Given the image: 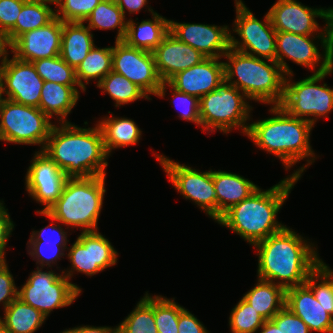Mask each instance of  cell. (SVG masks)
<instances>
[{"label": "cell", "mask_w": 333, "mask_h": 333, "mask_svg": "<svg viewBox=\"0 0 333 333\" xmlns=\"http://www.w3.org/2000/svg\"><path fill=\"white\" fill-rule=\"evenodd\" d=\"M254 247L258 251V278L278 284L285 290L304 284L322 263L315 245L288 227Z\"/></svg>", "instance_id": "cell-1"}, {"label": "cell", "mask_w": 333, "mask_h": 333, "mask_svg": "<svg viewBox=\"0 0 333 333\" xmlns=\"http://www.w3.org/2000/svg\"><path fill=\"white\" fill-rule=\"evenodd\" d=\"M68 178L105 176L108 154L104 147L102 131L81 128L70 122L53 125L42 150Z\"/></svg>", "instance_id": "cell-2"}, {"label": "cell", "mask_w": 333, "mask_h": 333, "mask_svg": "<svg viewBox=\"0 0 333 333\" xmlns=\"http://www.w3.org/2000/svg\"><path fill=\"white\" fill-rule=\"evenodd\" d=\"M270 112L276 116L249 124L246 135L256 146L278 157L286 170L307 158V165L291 175L299 179L316 159L310 145V132L314 126L305 119L289 115L280 105L271 106Z\"/></svg>", "instance_id": "cell-3"}, {"label": "cell", "mask_w": 333, "mask_h": 333, "mask_svg": "<svg viewBox=\"0 0 333 333\" xmlns=\"http://www.w3.org/2000/svg\"><path fill=\"white\" fill-rule=\"evenodd\" d=\"M298 180L289 175L266 191L258 188L226 211L217 220L218 224L240 235L250 245L282 231L286 225L279 223L276 216Z\"/></svg>", "instance_id": "cell-4"}, {"label": "cell", "mask_w": 333, "mask_h": 333, "mask_svg": "<svg viewBox=\"0 0 333 333\" xmlns=\"http://www.w3.org/2000/svg\"><path fill=\"white\" fill-rule=\"evenodd\" d=\"M223 57L225 80L242 91L248 100L280 105L285 74L276 61L261 59L230 48ZM237 77V79H234Z\"/></svg>", "instance_id": "cell-5"}, {"label": "cell", "mask_w": 333, "mask_h": 333, "mask_svg": "<svg viewBox=\"0 0 333 333\" xmlns=\"http://www.w3.org/2000/svg\"><path fill=\"white\" fill-rule=\"evenodd\" d=\"M105 176L68 178L62 194L47 211H36L52 221L82 232L97 231L105 189Z\"/></svg>", "instance_id": "cell-6"}, {"label": "cell", "mask_w": 333, "mask_h": 333, "mask_svg": "<svg viewBox=\"0 0 333 333\" xmlns=\"http://www.w3.org/2000/svg\"><path fill=\"white\" fill-rule=\"evenodd\" d=\"M241 91L226 80L222 81L212 92L199 99L201 130L223 133L231 132V129L242 128L247 134L252 107L248 99ZM246 100V102H245ZM246 124V125H245ZM234 127V128H233ZM215 129V130H214Z\"/></svg>", "instance_id": "cell-7"}, {"label": "cell", "mask_w": 333, "mask_h": 333, "mask_svg": "<svg viewBox=\"0 0 333 333\" xmlns=\"http://www.w3.org/2000/svg\"><path fill=\"white\" fill-rule=\"evenodd\" d=\"M332 72L333 66L325 72L313 73L297 82H292V78L289 80L285 76L284 97L280 106L289 115L305 119L312 125L319 117L329 118L328 114L333 110V88L326 83L323 85L317 83Z\"/></svg>", "instance_id": "cell-8"}, {"label": "cell", "mask_w": 333, "mask_h": 333, "mask_svg": "<svg viewBox=\"0 0 333 333\" xmlns=\"http://www.w3.org/2000/svg\"><path fill=\"white\" fill-rule=\"evenodd\" d=\"M40 109L4 99L0 106V140L42 145L43 150L54 124Z\"/></svg>", "instance_id": "cell-9"}, {"label": "cell", "mask_w": 333, "mask_h": 333, "mask_svg": "<svg viewBox=\"0 0 333 333\" xmlns=\"http://www.w3.org/2000/svg\"><path fill=\"white\" fill-rule=\"evenodd\" d=\"M37 267L18 289L17 297L40 311L46 318L53 309L71 305L82 292L63 274Z\"/></svg>", "instance_id": "cell-10"}, {"label": "cell", "mask_w": 333, "mask_h": 333, "mask_svg": "<svg viewBox=\"0 0 333 333\" xmlns=\"http://www.w3.org/2000/svg\"><path fill=\"white\" fill-rule=\"evenodd\" d=\"M315 37L321 39L323 54H320L317 44L313 42ZM284 58H289L296 64L308 67L312 71L316 70L314 73L325 72L333 66L332 35H300L277 31L275 61L280 65L283 73L290 78L293 76V71L284 61Z\"/></svg>", "instance_id": "cell-11"}, {"label": "cell", "mask_w": 333, "mask_h": 333, "mask_svg": "<svg viewBox=\"0 0 333 333\" xmlns=\"http://www.w3.org/2000/svg\"><path fill=\"white\" fill-rule=\"evenodd\" d=\"M236 19L233 32L241 40L230 35V48L255 57L275 61L276 58V30L272 26L268 12L264 21L258 20L242 0H235Z\"/></svg>", "instance_id": "cell-12"}, {"label": "cell", "mask_w": 333, "mask_h": 333, "mask_svg": "<svg viewBox=\"0 0 333 333\" xmlns=\"http://www.w3.org/2000/svg\"><path fill=\"white\" fill-rule=\"evenodd\" d=\"M169 181L185 199L192 200L216 222V192L212 170L199 172L185 164L155 154Z\"/></svg>", "instance_id": "cell-13"}, {"label": "cell", "mask_w": 333, "mask_h": 333, "mask_svg": "<svg viewBox=\"0 0 333 333\" xmlns=\"http://www.w3.org/2000/svg\"><path fill=\"white\" fill-rule=\"evenodd\" d=\"M268 14L276 31L300 35H332L331 8L314 9L296 0H278ZM315 17L325 19V28L321 30Z\"/></svg>", "instance_id": "cell-14"}, {"label": "cell", "mask_w": 333, "mask_h": 333, "mask_svg": "<svg viewBox=\"0 0 333 333\" xmlns=\"http://www.w3.org/2000/svg\"><path fill=\"white\" fill-rule=\"evenodd\" d=\"M112 70L122 74L147 95H157L161 80L152 52L129 46L124 40L112 47Z\"/></svg>", "instance_id": "cell-15"}, {"label": "cell", "mask_w": 333, "mask_h": 333, "mask_svg": "<svg viewBox=\"0 0 333 333\" xmlns=\"http://www.w3.org/2000/svg\"><path fill=\"white\" fill-rule=\"evenodd\" d=\"M67 256L71 262V269L66 273L63 270L62 274L70 280L74 271L93 276L115 265L118 253L107 238L98 231H93L81 232Z\"/></svg>", "instance_id": "cell-16"}, {"label": "cell", "mask_w": 333, "mask_h": 333, "mask_svg": "<svg viewBox=\"0 0 333 333\" xmlns=\"http://www.w3.org/2000/svg\"><path fill=\"white\" fill-rule=\"evenodd\" d=\"M5 99L19 104L39 108L44 80L37 73L32 62H26L13 56L0 65Z\"/></svg>", "instance_id": "cell-17"}, {"label": "cell", "mask_w": 333, "mask_h": 333, "mask_svg": "<svg viewBox=\"0 0 333 333\" xmlns=\"http://www.w3.org/2000/svg\"><path fill=\"white\" fill-rule=\"evenodd\" d=\"M25 176L26 191L47 211L62 194L66 174L43 151L34 154Z\"/></svg>", "instance_id": "cell-18"}, {"label": "cell", "mask_w": 333, "mask_h": 333, "mask_svg": "<svg viewBox=\"0 0 333 333\" xmlns=\"http://www.w3.org/2000/svg\"><path fill=\"white\" fill-rule=\"evenodd\" d=\"M169 32L178 40L195 48L206 58H221L230 49L228 26L169 21Z\"/></svg>", "instance_id": "cell-19"}, {"label": "cell", "mask_w": 333, "mask_h": 333, "mask_svg": "<svg viewBox=\"0 0 333 333\" xmlns=\"http://www.w3.org/2000/svg\"><path fill=\"white\" fill-rule=\"evenodd\" d=\"M62 21L55 17L51 22L20 35L9 47L17 59L33 62L52 58L61 52Z\"/></svg>", "instance_id": "cell-20"}, {"label": "cell", "mask_w": 333, "mask_h": 333, "mask_svg": "<svg viewBox=\"0 0 333 333\" xmlns=\"http://www.w3.org/2000/svg\"><path fill=\"white\" fill-rule=\"evenodd\" d=\"M219 59L205 58L199 64L174 75L168 83L176 90L200 99L225 80L224 62H219Z\"/></svg>", "instance_id": "cell-21"}, {"label": "cell", "mask_w": 333, "mask_h": 333, "mask_svg": "<svg viewBox=\"0 0 333 333\" xmlns=\"http://www.w3.org/2000/svg\"><path fill=\"white\" fill-rule=\"evenodd\" d=\"M157 72L163 82H168L174 75L199 64L206 57L170 32L152 52Z\"/></svg>", "instance_id": "cell-22"}, {"label": "cell", "mask_w": 333, "mask_h": 333, "mask_svg": "<svg viewBox=\"0 0 333 333\" xmlns=\"http://www.w3.org/2000/svg\"><path fill=\"white\" fill-rule=\"evenodd\" d=\"M285 306L305 322L310 332L333 333V316L306 283L286 289Z\"/></svg>", "instance_id": "cell-23"}, {"label": "cell", "mask_w": 333, "mask_h": 333, "mask_svg": "<svg viewBox=\"0 0 333 333\" xmlns=\"http://www.w3.org/2000/svg\"><path fill=\"white\" fill-rule=\"evenodd\" d=\"M216 192V221L231 207L248 198L259 186L231 172L212 171Z\"/></svg>", "instance_id": "cell-24"}, {"label": "cell", "mask_w": 333, "mask_h": 333, "mask_svg": "<svg viewBox=\"0 0 333 333\" xmlns=\"http://www.w3.org/2000/svg\"><path fill=\"white\" fill-rule=\"evenodd\" d=\"M148 10L152 13V20L146 19L141 23H136L132 19L127 20V32L124 41L129 46L153 52L169 33L170 20L160 16L151 8Z\"/></svg>", "instance_id": "cell-25"}, {"label": "cell", "mask_w": 333, "mask_h": 333, "mask_svg": "<svg viewBox=\"0 0 333 333\" xmlns=\"http://www.w3.org/2000/svg\"><path fill=\"white\" fill-rule=\"evenodd\" d=\"M83 22H62L61 58L74 69L95 46L93 34Z\"/></svg>", "instance_id": "cell-26"}, {"label": "cell", "mask_w": 333, "mask_h": 333, "mask_svg": "<svg viewBox=\"0 0 333 333\" xmlns=\"http://www.w3.org/2000/svg\"><path fill=\"white\" fill-rule=\"evenodd\" d=\"M76 86H67L59 83L44 81L39 108L51 119L59 116V123L69 122L67 115L76 106L79 99V91ZM55 114V115H54Z\"/></svg>", "instance_id": "cell-27"}, {"label": "cell", "mask_w": 333, "mask_h": 333, "mask_svg": "<svg viewBox=\"0 0 333 333\" xmlns=\"http://www.w3.org/2000/svg\"><path fill=\"white\" fill-rule=\"evenodd\" d=\"M48 3L55 4L51 0H27L24 3L15 25L5 34L9 46L20 35L41 28L56 17V11Z\"/></svg>", "instance_id": "cell-28"}, {"label": "cell", "mask_w": 333, "mask_h": 333, "mask_svg": "<svg viewBox=\"0 0 333 333\" xmlns=\"http://www.w3.org/2000/svg\"><path fill=\"white\" fill-rule=\"evenodd\" d=\"M242 298L265 320H271L285 306L286 290L278 284L258 278L257 284Z\"/></svg>", "instance_id": "cell-29"}, {"label": "cell", "mask_w": 333, "mask_h": 333, "mask_svg": "<svg viewBox=\"0 0 333 333\" xmlns=\"http://www.w3.org/2000/svg\"><path fill=\"white\" fill-rule=\"evenodd\" d=\"M112 116L113 114L98 121L103 135L104 147L109 156L112 149L139 143L142 132L132 119Z\"/></svg>", "instance_id": "cell-30"}, {"label": "cell", "mask_w": 333, "mask_h": 333, "mask_svg": "<svg viewBox=\"0 0 333 333\" xmlns=\"http://www.w3.org/2000/svg\"><path fill=\"white\" fill-rule=\"evenodd\" d=\"M46 317L18 297L4 310L0 323L12 333H34Z\"/></svg>", "instance_id": "cell-31"}, {"label": "cell", "mask_w": 333, "mask_h": 333, "mask_svg": "<svg viewBox=\"0 0 333 333\" xmlns=\"http://www.w3.org/2000/svg\"><path fill=\"white\" fill-rule=\"evenodd\" d=\"M112 71V46L98 48L94 46L84 60L75 69V75L79 88L86 90V84L90 80H97V85ZM86 84H84V82Z\"/></svg>", "instance_id": "cell-32"}, {"label": "cell", "mask_w": 333, "mask_h": 333, "mask_svg": "<svg viewBox=\"0 0 333 333\" xmlns=\"http://www.w3.org/2000/svg\"><path fill=\"white\" fill-rule=\"evenodd\" d=\"M115 0H101L85 20L90 30L118 29L116 41H122L127 32V20ZM126 20V21H125Z\"/></svg>", "instance_id": "cell-33"}, {"label": "cell", "mask_w": 333, "mask_h": 333, "mask_svg": "<svg viewBox=\"0 0 333 333\" xmlns=\"http://www.w3.org/2000/svg\"><path fill=\"white\" fill-rule=\"evenodd\" d=\"M96 86L103 90L104 93L106 92L109 94V96L116 102V107L134 102L141 98L151 100L140 87L132 83L122 74L116 73L113 70Z\"/></svg>", "instance_id": "cell-34"}, {"label": "cell", "mask_w": 333, "mask_h": 333, "mask_svg": "<svg viewBox=\"0 0 333 333\" xmlns=\"http://www.w3.org/2000/svg\"><path fill=\"white\" fill-rule=\"evenodd\" d=\"M117 333H158L154 319V296L146 293L117 326Z\"/></svg>", "instance_id": "cell-35"}, {"label": "cell", "mask_w": 333, "mask_h": 333, "mask_svg": "<svg viewBox=\"0 0 333 333\" xmlns=\"http://www.w3.org/2000/svg\"><path fill=\"white\" fill-rule=\"evenodd\" d=\"M32 63L44 81H51L67 86H79L75 69L69 66L60 55L52 58L38 59Z\"/></svg>", "instance_id": "cell-36"}, {"label": "cell", "mask_w": 333, "mask_h": 333, "mask_svg": "<svg viewBox=\"0 0 333 333\" xmlns=\"http://www.w3.org/2000/svg\"><path fill=\"white\" fill-rule=\"evenodd\" d=\"M321 279V280H320ZM320 304L333 316V271L323 261L305 282Z\"/></svg>", "instance_id": "cell-37"}, {"label": "cell", "mask_w": 333, "mask_h": 333, "mask_svg": "<svg viewBox=\"0 0 333 333\" xmlns=\"http://www.w3.org/2000/svg\"><path fill=\"white\" fill-rule=\"evenodd\" d=\"M266 320L243 298L232 309L229 317L231 333H255Z\"/></svg>", "instance_id": "cell-38"}, {"label": "cell", "mask_w": 333, "mask_h": 333, "mask_svg": "<svg viewBox=\"0 0 333 333\" xmlns=\"http://www.w3.org/2000/svg\"><path fill=\"white\" fill-rule=\"evenodd\" d=\"M173 299L154 296V319L158 333H178L179 314L185 309Z\"/></svg>", "instance_id": "cell-39"}, {"label": "cell", "mask_w": 333, "mask_h": 333, "mask_svg": "<svg viewBox=\"0 0 333 333\" xmlns=\"http://www.w3.org/2000/svg\"><path fill=\"white\" fill-rule=\"evenodd\" d=\"M101 0H56V17L62 22H85Z\"/></svg>", "instance_id": "cell-40"}, {"label": "cell", "mask_w": 333, "mask_h": 333, "mask_svg": "<svg viewBox=\"0 0 333 333\" xmlns=\"http://www.w3.org/2000/svg\"><path fill=\"white\" fill-rule=\"evenodd\" d=\"M165 86L171 87L170 90L173 91L172 98L174 101L177 102L176 103L177 105H175V107L179 106L180 112H181L179 117L182 119H185L187 121L196 123L198 126L199 125L201 126L199 98L196 96L186 94V93L176 90L168 82L162 83L156 96L161 97V98L165 96V91H167L166 90L167 88Z\"/></svg>", "instance_id": "cell-41"}, {"label": "cell", "mask_w": 333, "mask_h": 333, "mask_svg": "<svg viewBox=\"0 0 333 333\" xmlns=\"http://www.w3.org/2000/svg\"><path fill=\"white\" fill-rule=\"evenodd\" d=\"M29 255L36 258V264L43 266L52 267V264L60 257L64 256L65 249H68L66 245H57V243H43V241H28ZM52 263V264H51Z\"/></svg>", "instance_id": "cell-42"}, {"label": "cell", "mask_w": 333, "mask_h": 333, "mask_svg": "<svg viewBox=\"0 0 333 333\" xmlns=\"http://www.w3.org/2000/svg\"><path fill=\"white\" fill-rule=\"evenodd\" d=\"M281 333H310L305 322L284 306L272 319Z\"/></svg>", "instance_id": "cell-43"}, {"label": "cell", "mask_w": 333, "mask_h": 333, "mask_svg": "<svg viewBox=\"0 0 333 333\" xmlns=\"http://www.w3.org/2000/svg\"><path fill=\"white\" fill-rule=\"evenodd\" d=\"M27 0H0V32L4 35L15 25Z\"/></svg>", "instance_id": "cell-44"}, {"label": "cell", "mask_w": 333, "mask_h": 333, "mask_svg": "<svg viewBox=\"0 0 333 333\" xmlns=\"http://www.w3.org/2000/svg\"><path fill=\"white\" fill-rule=\"evenodd\" d=\"M29 241H43V243H57V245H67L69 242L64 229L59 224L54 225L53 222L40 231H32Z\"/></svg>", "instance_id": "cell-45"}, {"label": "cell", "mask_w": 333, "mask_h": 333, "mask_svg": "<svg viewBox=\"0 0 333 333\" xmlns=\"http://www.w3.org/2000/svg\"><path fill=\"white\" fill-rule=\"evenodd\" d=\"M17 295L18 288L6 264L0 270V303L2 302L4 310L17 298Z\"/></svg>", "instance_id": "cell-46"}, {"label": "cell", "mask_w": 333, "mask_h": 333, "mask_svg": "<svg viewBox=\"0 0 333 333\" xmlns=\"http://www.w3.org/2000/svg\"><path fill=\"white\" fill-rule=\"evenodd\" d=\"M178 333H209L205 326L190 313L187 309H184L179 314L178 319Z\"/></svg>", "instance_id": "cell-47"}, {"label": "cell", "mask_w": 333, "mask_h": 333, "mask_svg": "<svg viewBox=\"0 0 333 333\" xmlns=\"http://www.w3.org/2000/svg\"><path fill=\"white\" fill-rule=\"evenodd\" d=\"M13 228V221H11L9 213L3 205V201H0V255H5L7 241Z\"/></svg>", "instance_id": "cell-48"}, {"label": "cell", "mask_w": 333, "mask_h": 333, "mask_svg": "<svg viewBox=\"0 0 333 333\" xmlns=\"http://www.w3.org/2000/svg\"><path fill=\"white\" fill-rule=\"evenodd\" d=\"M62 333H117V326L116 328H111L107 326H100V327H95V326H79V327H74L72 329H66L62 331Z\"/></svg>", "instance_id": "cell-49"}, {"label": "cell", "mask_w": 333, "mask_h": 333, "mask_svg": "<svg viewBox=\"0 0 333 333\" xmlns=\"http://www.w3.org/2000/svg\"><path fill=\"white\" fill-rule=\"evenodd\" d=\"M119 8L122 10L125 16V9L129 11V14L138 13L140 9L148 4L147 0H115Z\"/></svg>", "instance_id": "cell-50"}, {"label": "cell", "mask_w": 333, "mask_h": 333, "mask_svg": "<svg viewBox=\"0 0 333 333\" xmlns=\"http://www.w3.org/2000/svg\"><path fill=\"white\" fill-rule=\"evenodd\" d=\"M260 328V333H281V329L272 320H266Z\"/></svg>", "instance_id": "cell-51"}, {"label": "cell", "mask_w": 333, "mask_h": 333, "mask_svg": "<svg viewBox=\"0 0 333 333\" xmlns=\"http://www.w3.org/2000/svg\"><path fill=\"white\" fill-rule=\"evenodd\" d=\"M6 47H9L7 41H6V38H5V35L0 32V59L1 61V64L2 62L5 60L7 54H8V50Z\"/></svg>", "instance_id": "cell-52"}, {"label": "cell", "mask_w": 333, "mask_h": 333, "mask_svg": "<svg viewBox=\"0 0 333 333\" xmlns=\"http://www.w3.org/2000/svg\"><path fill=\"white\" fill-rule=\"evenodd\" d=\"M5 98H3V81L0 73V106Z\"/></svg>", "instance_id": "cell-53"}, {"label": "cell", "mask_w": 333, "mask_h": 333, "mask_svg": "<svg viewBox=\"0 0 333 333\" xmlns=\"http://www.w3.org/2000/svg\"><path fill=\"white\" fill-rule=\"evenodd\" d=\"M5 255H0V270L6 265Z\"/></svg>", "instance_id": "cell-54"}, {"label": "cell", "mask_w": 333, "mask_h": 333, "mask_svg": "<svg viewBox=\"0 0 333 333\" xmlns=\"http://www.w3.org/2000/svg\"><path fill=\"white\" fill-rule=\"evenodd\" d=\"M0 333H12L0 323Z\"/></svg>", "instance_id": "cell-55"}, {"label": "cell", "mask_w": 333, "mask_h": 333, "mask_svg": "<svg viewBox=\"0 0 333 333\" xmlns=\"http://www.w3.org/2000/svg\"><path fill=\"white\" fill-rule=\"evenodd\" d=\"M331 23H332V40H333V18H331Z\"/></svg>", "instance_id": "cell-56"}]
</instances>
